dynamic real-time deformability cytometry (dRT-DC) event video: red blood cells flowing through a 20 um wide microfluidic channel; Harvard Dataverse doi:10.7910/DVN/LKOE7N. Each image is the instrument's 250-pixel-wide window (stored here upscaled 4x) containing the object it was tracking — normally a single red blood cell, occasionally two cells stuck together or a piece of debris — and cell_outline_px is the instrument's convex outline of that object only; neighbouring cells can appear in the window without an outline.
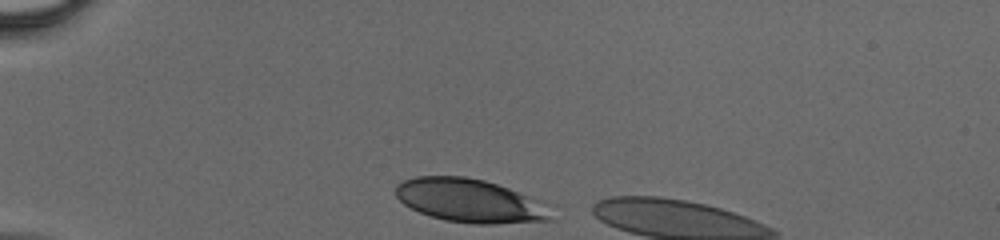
{"species": "human", "species_latin": "Homo sapiens", "temperature_condition": "cold", "stored_images_in_passage": 8, "camera_frame_rate_fps": 3000, "um_per_image_px": 0.085, "donor": {"sex": "male"}, "frame": {"image": 1, "passage_image": 1, "time_ms": 0.0, "image_size_px": [1000, 240], "cell_outline_px": [[556, 220], [492, 224], [476, 224], [444, 220], [420, 212], [404, 204], [396, 196], [396, 184], [404, 180], [416, 176], [464, 176], [484, 180], [508, 188], [524, 196]], "centroid_in_image_um": [39.76, 17.05], "position_along_channel_um": 45.2, "area_um2": 38.03}}
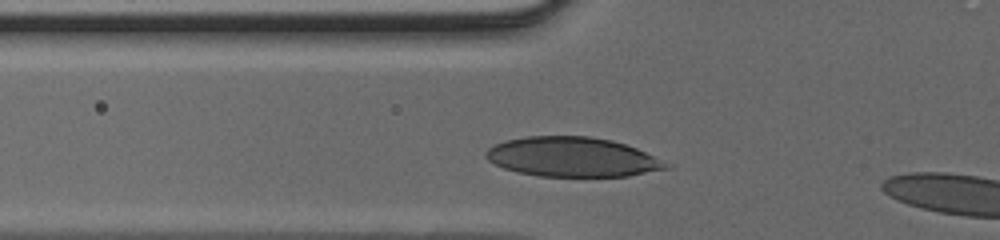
{"frame": {"image": 2, "passage_image": 6, "time_ms": 1.667, "image_size_px": [1000, 240], "cell_outline_px": [[668, 168], [628, 176], [540, 176], [520, 172], [504, 168], [488, 160], [484, 156], [484, 152], [488, 148], [504, 140], [524, 136], [588, 136], [612, 140], [636, 148], [652, 156], [664, 164]], "centroid_in_image_um": [48.55, 13.33], "position_along_channel_um": 77.2, "area_um2": 40.98}}